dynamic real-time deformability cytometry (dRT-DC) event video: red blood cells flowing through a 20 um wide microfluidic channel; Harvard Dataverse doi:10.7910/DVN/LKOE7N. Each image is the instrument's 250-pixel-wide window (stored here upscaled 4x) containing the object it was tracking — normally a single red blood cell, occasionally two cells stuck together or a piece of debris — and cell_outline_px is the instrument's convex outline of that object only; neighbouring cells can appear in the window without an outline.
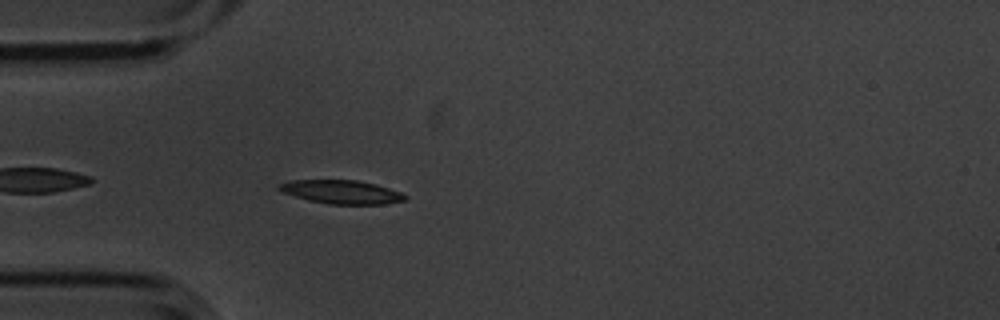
{"species": "common noctule bat (a hibernating species)", "species_latin": "Nyctalus noctula", "temperature_condition": "cold", "stored_images_in_passage": 4, "camera_frame_rate_fps": 3000, "um_per_image_px": 0.085, "animal": {"sex": "male", "body_mass_g": 20.1, "forearm_length_mm": 53.5}, "frame": {"image": 1, "passage_image": 4, "time_ms": 1.0, "image_size_px": [1000, 320], "cell_outline_px": [[408, 196], [404, 200], [384, 204], [328, 204], [308, 200], [280, 192], [276, 188], [276, 184], [292, 180], [356, 180], [376, 184], [400, 192]], "centroid_in_image_um": [28.96, 16.31], "position_along_channel_um": 56.0, "area_um2": 17.4}}